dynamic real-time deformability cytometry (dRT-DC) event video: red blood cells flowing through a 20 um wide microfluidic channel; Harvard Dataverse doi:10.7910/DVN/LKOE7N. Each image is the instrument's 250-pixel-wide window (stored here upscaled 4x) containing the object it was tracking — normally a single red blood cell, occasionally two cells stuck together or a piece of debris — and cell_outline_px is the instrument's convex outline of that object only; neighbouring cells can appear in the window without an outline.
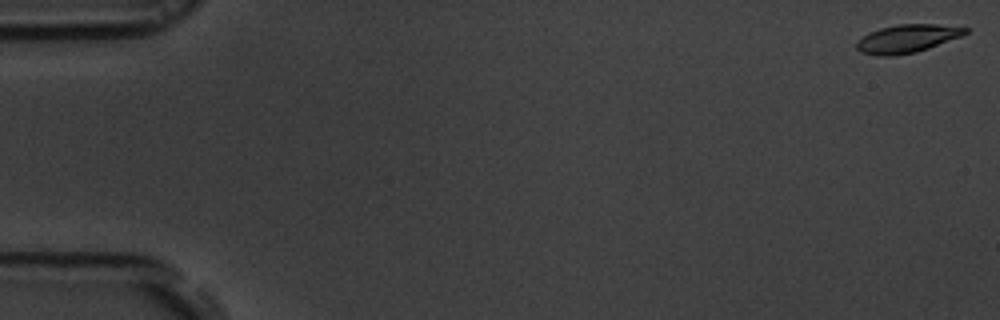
{"species": "common noctule bat (a hibernating species)", "species_latin": "Nyctalus noctula", "temperature_condition": "room temperature", "stored_images_in_passage": 56, "camera_frame_rate_fps": 3000, "um_per_image_px": 0.085, "animal": {"sex": "male", "body_mass_g": 19.5, "forearm_length_mm": 54.6}, "frame": {"image": 1, "passage_image": 1, "time_ms": 0.0, "image_size_px": [1000, 320], "cell_outline_px": [[968, 32], [960, 36], [928, 48], [916, 52], [892, 56], [880, 56], [860, 52], [856, 48], [856, 40], [868, 32], [880, 28], [900, 24], [936, 24], [968, 28]], "centroid_in_image_um": [77.04, 3.28], "position_along_channel_um": 8.0, "area_um2": 17.74}}
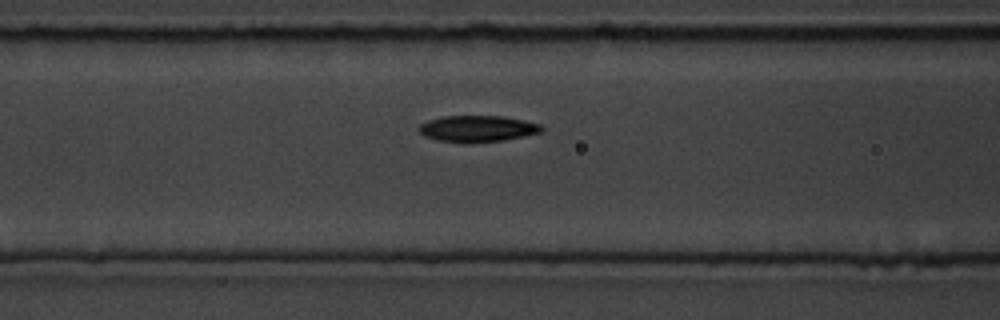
{"frame": {"image": 2, "passage_image": 23, "time_ms": 7.333, "image_size_px": [1000, 320], "cell_outline_px": [[544, 132], [524, 136], [500, 140], [436, 140], [424, 136], [420, 132], [420, 124], [428, 120], [444, 116], [504, 116], [524, 120], [540, 124], [544, 128]], "centroid_in_image_um": [40.64, 10.89], "position_along_channel_um": 126.0, "area_um2": 18.09}}
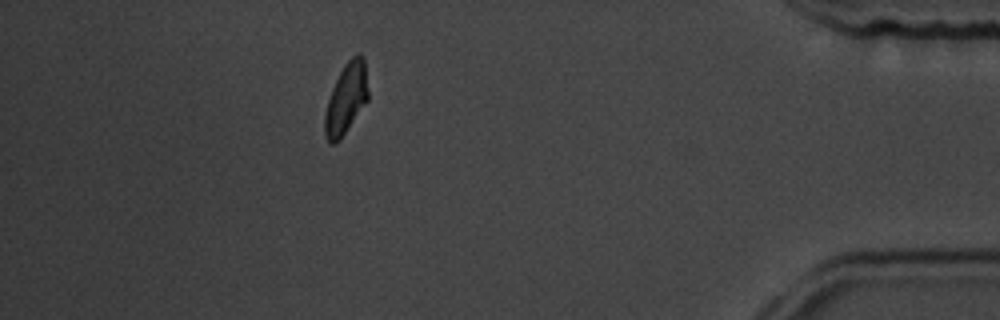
{"frame": {"image": 3, "passage_image": 50, "time_ms": 16.333, "image_size_px": [1000, 320], "cell_outline_px": [[368, 100], [340, 140], [332, 144], [324, 136], [324, 116], [328, 100], [332, 88], [344, 64], [356, 52], [360, 52], [364, 56], [368, 92]], "centroid_in_image_um": [29.43, 8.36], "position_along_channel_um": 405.8, "area_um2": 17.92}, "authors_computed_cell_mechanics": {"area_um2": 18.3226, "velocity_mm_per_s": 3.6493, "shape_relaxation_time_tau1_ms": 3.1992, "shape_relaxation_time_tau2_ms": 5.1375, "deformation_change_tau1": 0.1384, "deformation_change_tau2": 0.0921}}